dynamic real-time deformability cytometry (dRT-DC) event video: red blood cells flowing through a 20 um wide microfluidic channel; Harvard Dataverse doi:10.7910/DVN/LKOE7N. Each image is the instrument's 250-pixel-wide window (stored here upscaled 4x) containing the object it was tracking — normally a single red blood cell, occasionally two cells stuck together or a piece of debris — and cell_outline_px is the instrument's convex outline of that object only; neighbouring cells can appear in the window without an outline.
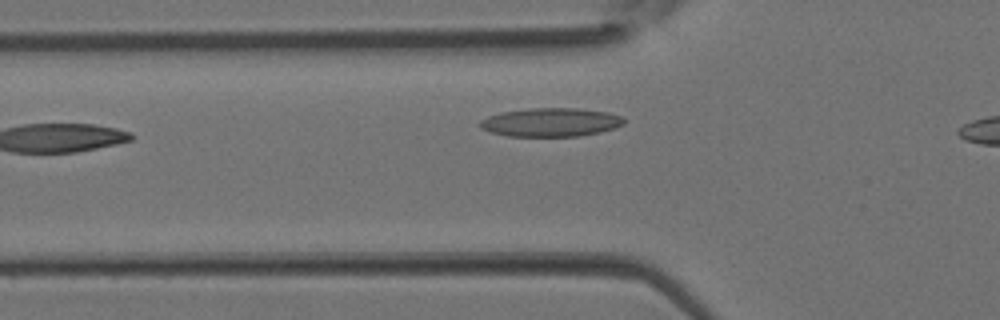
{"species": "Egyptian fruit bat (a non-hibernating species)", "species_latin": "Rousettus aegyptiacus", "temperature_condition": "room temperature", "stored_images_in_passage": 3, "camera_frame_rate_fps": 3000, "um_per_image_px": 0.085, "animal": {"sex": "female"}, "frame": {"image": 1, "passage_image": 2, "time_ms": 0.333, "image_size_px": [1000, 320], "cell_outline_px": [[624, 124], [600, 132], [580, 136], [508, 136], [492, 132], [480, 128], [480, 120], [488, 116], [500, 112], [528, 108], [576, 108], [608, 112], [620, 116], [624, 120]], "centroid_in_image_um": [46.79, 10.39], "position_along_channel_um": 79.0, "area_um2": 23.93}}